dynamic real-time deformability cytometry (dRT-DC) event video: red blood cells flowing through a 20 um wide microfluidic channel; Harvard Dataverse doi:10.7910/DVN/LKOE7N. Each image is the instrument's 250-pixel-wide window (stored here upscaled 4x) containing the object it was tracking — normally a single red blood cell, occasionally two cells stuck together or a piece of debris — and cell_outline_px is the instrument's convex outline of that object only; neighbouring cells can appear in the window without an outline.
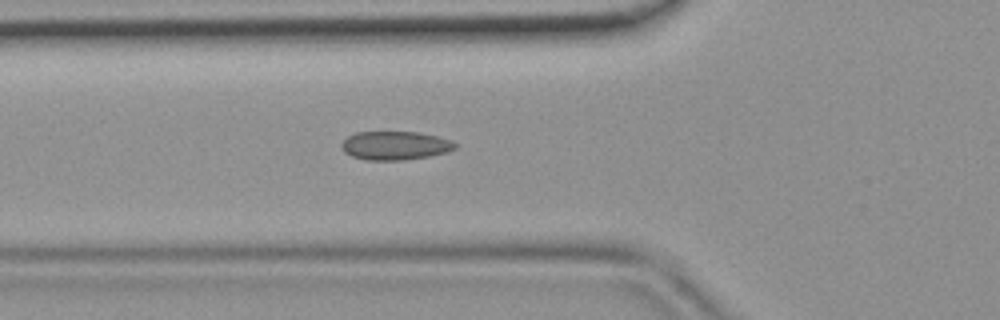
{"species": "common noctule bat (a hibernating species)", "species_latin": "Nyctalus noctula", "temperature_condition": "room temperature", "stored_images_in_passage": 32, "camera_frame_rate_fps": 3000, "um_per_image_px": 0.085, "animal": {"sex": "female", "body_mass_g": 19.9}, "frame": {"image": 1, "passage_image": 4, "time_ms": 1.0, "image_size_px": [1000, 320], "cell_outline_px": [[456, 148], [444, 152], [428, 156], [404, 160], [364, 160], [352, 156], [344, 152], [340, 148], [340, 144], [348, 136], [356, 132], [420, 132], [452, 140], [456, 144]], "centroid_in_image_um": [33.54, 12.37], "position_along_channel_um": 92.3, "area_um2": 18.96}}
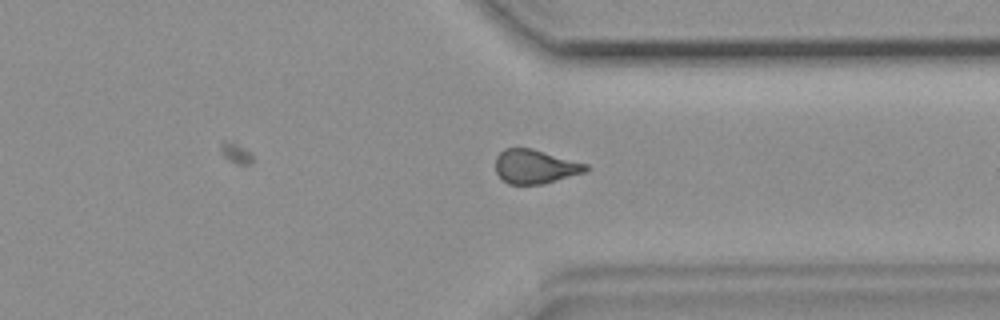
{"frame": {"image": 2, "passage_image": 23, "time_ms": 7.333, "image_size_px": [1000, 320], "cell_outline_px": [[588, 172], [544, 184], [508, 184], [496, 172], [496, 156], [504, 148], [532, 148], [588, 164]], "centroid_in_image_um": [45.52, 14.16], "position_along_channel_um": 365.9, "area_um2": 18.03}}
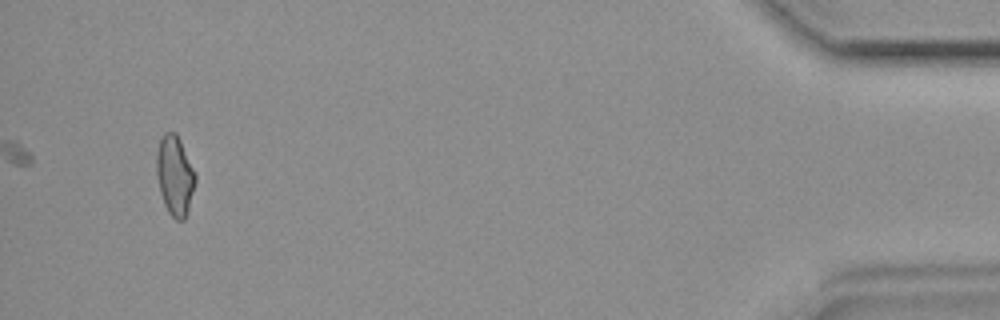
{"frame": {"image": 3, "passage_image": 32, "time_ms": 10.333, "image_size_px": [1000, 320], "cell_outline_px": [[196, 180], [188, 208], [184, 220], [176, 220], [168, 212], [164, 204], [160, 192], [156, 172], [156, 152], [160, 140], [164, 132], [176, 132], [196, 172]], "centroid_in_image_um": [14.85, 14.89], "position_along_channel_um": 420.3, "area_um2": 18.03}}